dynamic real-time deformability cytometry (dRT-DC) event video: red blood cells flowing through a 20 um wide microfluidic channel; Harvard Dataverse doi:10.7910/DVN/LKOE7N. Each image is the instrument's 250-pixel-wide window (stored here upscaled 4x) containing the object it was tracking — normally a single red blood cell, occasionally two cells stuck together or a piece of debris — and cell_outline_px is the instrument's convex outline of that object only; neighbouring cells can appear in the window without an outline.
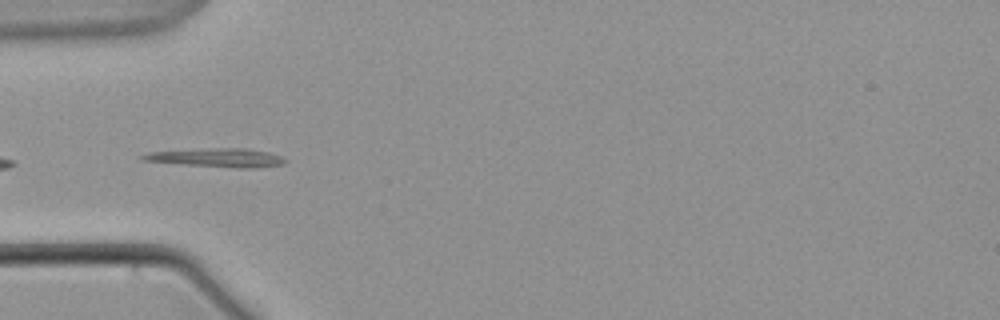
{"species": "common noctule bat (a hibernating species)", "species_latin": "Nyctalus noctula", "temperature_condition": "warm", "stored_images_in_passage": 6, "camera_frame_rate_fps": 3000, "um_per_image_px": 0.085, "animal": {"sex": "male", "body_mass_g": 21.5, "forearm_length_mm": 52.0}, "frame": {"image": 1, "passage_image": 2, "time_ms": 0.333, "image_size_px": [1000, 320], "cell_outline_px": [[288, 160], [284, 164], [256, 168], [236, 168], [184, 164], [140, 160], [140, 156], [148, 152], [208, 148], [248, 148], [268, 152], [280, 156]], "centroid_in_image_um": [18.49, 13.4], "position_along_channel_um": 66.5, "area_um2": 15.55}}